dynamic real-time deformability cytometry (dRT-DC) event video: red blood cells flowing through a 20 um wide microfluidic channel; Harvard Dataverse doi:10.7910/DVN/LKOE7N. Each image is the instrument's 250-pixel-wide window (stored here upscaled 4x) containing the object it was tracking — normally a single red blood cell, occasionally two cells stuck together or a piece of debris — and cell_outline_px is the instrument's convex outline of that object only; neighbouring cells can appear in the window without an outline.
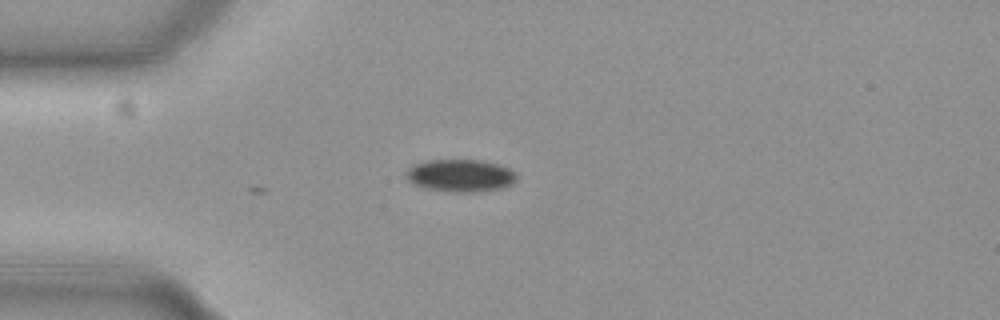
{"species": "common noctule bat (a hibernating species)", "species_latin": "Nyctalus noctula", "temperature_condition": "cold", "stored_images_in_passage": 3, "camera_frame_rate_fps": 3000, "um_per_image_px": 0.085, "animal": {"sex": "female", "body_mass_g": 19.3, "forearm_length_mm": 54.1}, "frame": {"image": 1, "passage_image": 1, "time_ms": 0.0, "image_size_px": [1000, 320], "cell_outline_px": [[516, 180], [512, 184], [504, 188], [472, 192], [452, 192], [428, 188], [412, 184], [408, 180], [404, 172], [408, 168], [416, 164], [428, 160], [480, 160], [496, 164], [508, 168], [516, 172]], "centroid_in_image_um": [39.13, 14.92], "position_along_channel_um": 45.9, "area_um2": 20.87}}